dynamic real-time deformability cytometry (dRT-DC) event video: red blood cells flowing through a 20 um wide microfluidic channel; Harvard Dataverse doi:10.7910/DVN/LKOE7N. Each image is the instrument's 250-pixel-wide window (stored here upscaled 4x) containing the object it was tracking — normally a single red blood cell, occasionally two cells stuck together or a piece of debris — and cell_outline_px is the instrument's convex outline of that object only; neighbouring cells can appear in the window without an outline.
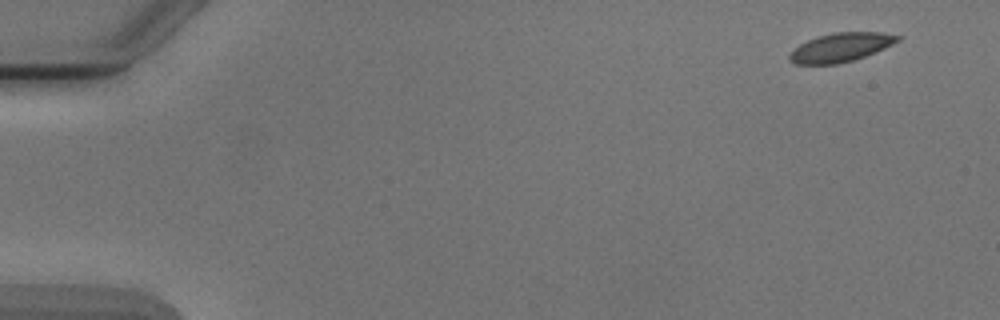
{"species": "Egyptian fruit bat (a non-hibernating species)", "species_latin": "Rousettus aegyptiacus", "temperature_condition": "cold", "stored_images_in_passage": 7, "camera_frame_rate_fps": 3000, "um_per_image_px": 0.085, "animal": {"sex": "male"}, "frame": {"image": 1, "passage_image": 1, "time_ms": 0.0, "image_size_px": [1000, 320], "cell_outline_px": [[904, 36], [900, 40], [884, 48], [864, 56], [852, 60], [836, 64], [796, 64], [788, 60], [788, 56], [800, 44], [816, 36], [832, 32], [880, 32]], "centroid_in_image_um": [71.47, 4.01], "position_along_channel_um": 13.5, "area_um2": 18.09}}
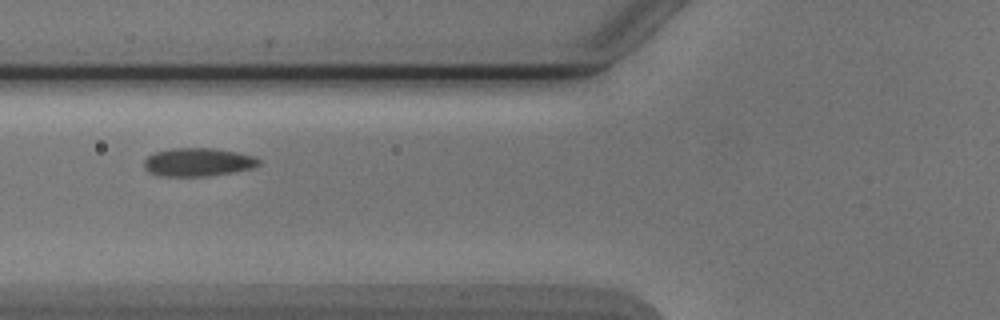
{"frame": {"image": 2, "passage_image": 6, "time_ms": 6.0, "image_size_px": [1000, 320], "cell_outline_px": [[260, 164], [252, 168], [232, 172], [208, 176], [160, 176], [148, 172], [144, 168], [144, 160], [148, 156], [156, 152], [172, 148], [216, 148], [236, 152], [252, 156], [260, 160]], "centroid_in_image_um": [16.8, 13.78], "position_along_channel_um": 109.0, "area_um2": 18.9}}
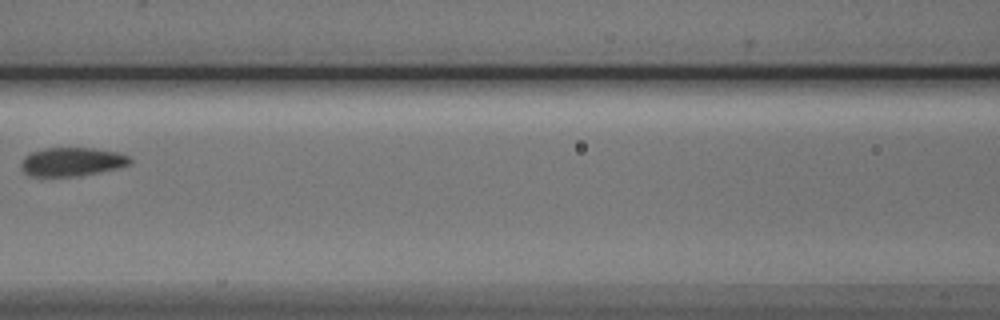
{"frame": {"image": 3, "passage_image": 7, "time_ms": 7.333, "image_size_px": [1000, 320], "cell_outline_px": [[132, 164], [100, 172], [80, 176], [28, 176], [20, 168], [20, 164], [24, 156], [28, 152], [44, 148], [92, 148], [120, 152], [128, 156], [132, 160]], "centroid_in_image_um": [6.09, 13.75], "position_along_channel_um": 160.5, "area_um2": 18.5}}